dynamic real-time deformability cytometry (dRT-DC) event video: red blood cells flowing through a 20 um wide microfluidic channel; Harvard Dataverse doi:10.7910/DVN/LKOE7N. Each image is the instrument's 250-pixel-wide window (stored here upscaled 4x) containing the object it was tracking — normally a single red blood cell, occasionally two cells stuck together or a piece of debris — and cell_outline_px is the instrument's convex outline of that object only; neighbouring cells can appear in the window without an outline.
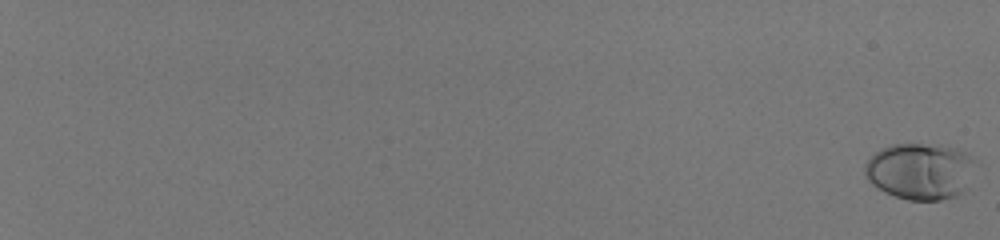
{"species": "human", "species_latin": "Homo sapiens", "temperature_condition": "room temperature", "stored_images_in_passage": 60, "camera_frame_rate_fps": 3000, "um_per_image_px": 0.085, "donor": {"sex": "male"}, "frame": {"image": 1, "passage_image": 1, "time_ms": 0.0, "image_size_px": [1000, 240], "cell_outline_px": [[980, 164], [960, 192], [956, 196], [940, 200], [908, 200], [884, 192], [872, 184], [868, 180], [864, 172], [864, 164], [880, 148], [892, 144], [920, 144], [956, 148], [972, 156]], "centroid_in_image_um": [78.22, 14.54], "position_along_channel_um": 6.8, "area_um2": 36.47}}
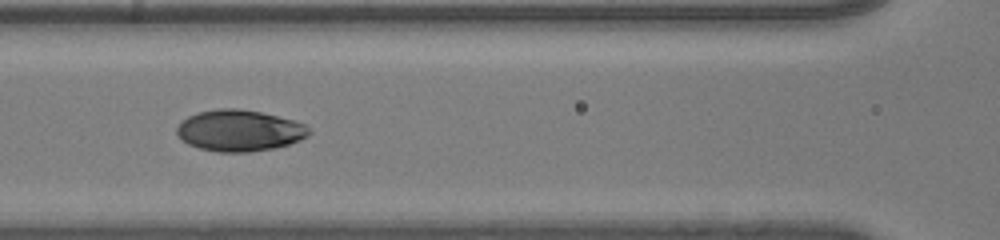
{"frame": {"image": 2, "passage_image": 35, "time_ms": 11.333, "image_size_px": [1000, 240], "cell_outline_px": [[312, 132], [308, 136], [300, 140], [276, 148], [248, 152], [216, 152], [200, 148], [188, 144], [180, 140], [176, 132], [176, 128], [188, 116], [196, 112], [220, 108], [236, 108], [260, 112], [292, 120], [304, 124]], "centroid_in_image_um": [20.33, 11.11], "position_along_channel_um": 146.3, "area_um2": 31.85}}
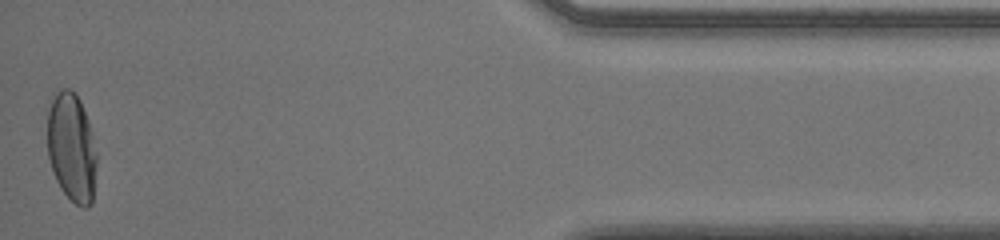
{"frame": {"image": 3, "passage_image": 60, "time_ms": 19.667, "image_size_px": [1000, 240], "cell_outline_px": [[96, 164], [92, 204], [88, 208], [80, 208], [60, 188], [52, 172], [48, 156], [48, 112], [52, 100], [56, 92], [60, 88], [68, 88], [80, 100], [88, 120], [96, 152]], "centroid_in_image_um": [6.09, 12.57], "position_along_channel_um": 429.1, "area_um2": 31.15}, "authors_computed_cell_mechanics": {"area_um2": 31.7033, "velocity_mm_per_s": 3.9976, "shape_relaxation_time_tau1_ms": 2.698, "shape_relaxation_time_tau2_ms": null, "deformation_change_tau1": 0.1524, "deformation_change_tau2": null}}